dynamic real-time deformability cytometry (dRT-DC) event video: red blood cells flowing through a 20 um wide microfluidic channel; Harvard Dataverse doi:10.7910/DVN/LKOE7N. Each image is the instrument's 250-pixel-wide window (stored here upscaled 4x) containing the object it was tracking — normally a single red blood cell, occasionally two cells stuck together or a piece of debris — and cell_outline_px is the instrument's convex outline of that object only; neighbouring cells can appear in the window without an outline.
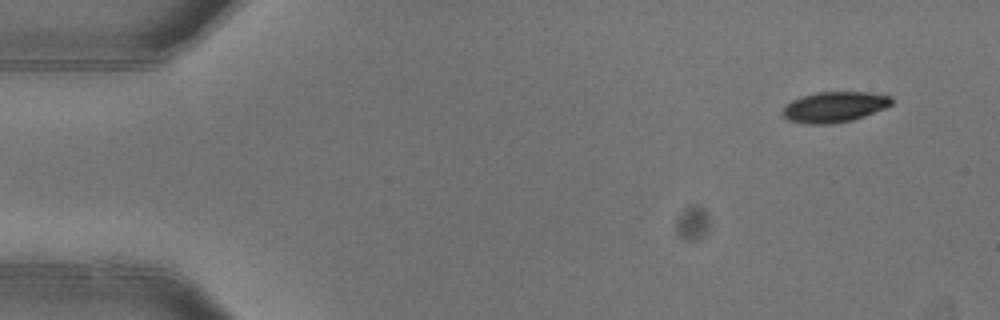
{"species": "common noctule bat (a hibernating species)", "species_latin": "Nyctalus noctula", "temperature_condition": "warm", "stored_images_in_passage": 4, "camera_frame_rate_fps": 3000, "um_per_image_px": 0.085, "animal": {"sex": "female"}, "frame": {"image": 1, "passage_image": 1, "time_ms": 0.0, "image_size_px": [1000, 320], "cell_outline_px": [[892, 104], [884, 108], [864, 116], [852, 120], [832, 124], [804, 124], [788, 120], [780, 112], [792, 100], [816, 92], [868, 92], [892, 96]], "centroid_in_image_um": [70.92, 9.1], "position_along_channel_um": 14.1, "area_um2": 19.36}}
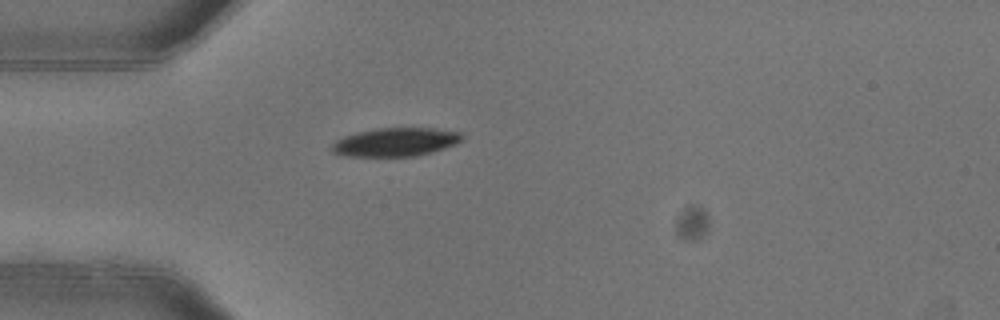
{"frame": {"image": 2, "passage_image": 4, "time_ms": 1.0, "image_size_px": [1000, 320], "cell_outline_px": [[464, 136], [456, 144], [432, 152], [416, 156], [344, 156], [332, 152], [328, 148], [336, 140], [344, 136], [356, 132], [376, 128], [432, 128], [460, 132]], "centroid_in_image_um": [33.58, 12.07], "position_along_channel_um": 51.4, "area_um2": 21.73}}